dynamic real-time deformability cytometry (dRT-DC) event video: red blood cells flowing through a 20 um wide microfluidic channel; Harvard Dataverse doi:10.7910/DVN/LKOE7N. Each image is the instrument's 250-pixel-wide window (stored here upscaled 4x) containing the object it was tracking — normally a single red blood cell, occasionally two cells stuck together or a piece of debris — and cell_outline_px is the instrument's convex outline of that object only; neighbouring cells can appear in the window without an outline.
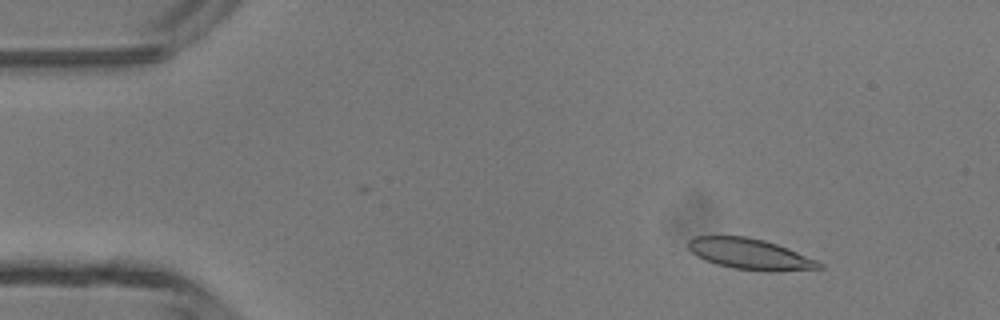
{"species": "common noctule bat (a hibernating species)", "species_latin": "Nyctalus noctula", "temperature_condition": "room temperature", "stored_images_in_passage": 40, "camera_frame_rate_fps": 3000, "um_per_image_px": 0.085, "animal": {"sex": "male", "body_mass_g": 13.3}, "frame": {"image": 1, "passage_image": 5, "time_ms": 1.333, "image_size_px": [1000, 320], "cell_outline_px": [[824, 268], [776, 272], [768, 272], [732, 268], [716, 264], [704, 260], [696, 256], [688, 248], [688, 240], [696, 236], [744, 236], [764, 240], [788, 248], [816, 260], [824, 264]], "centroid_in_image_um": [63.76, 21.61], "position_along_channel_um": 21.2, "area_um2": 23.7}}
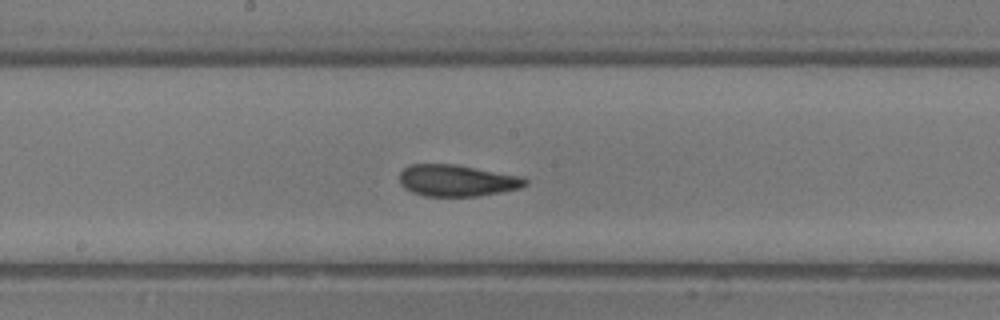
{"frame": {"image": 2, "passage_image": 24, "time_ms": 7.667, "image_size_px": [1000, 320], "cell_outline_px": [[528, 184], [520, 188], [480, 196], [424, 196], [412, 192], [404, 188], [400, 184], [400, 172], [408, 164], [456, 164], [524, 176], [528, 180]], "centroid_in_image_um": [38.86, 15.34], "position_along_channel_um": 209.3, "area_um2": 23.47}}
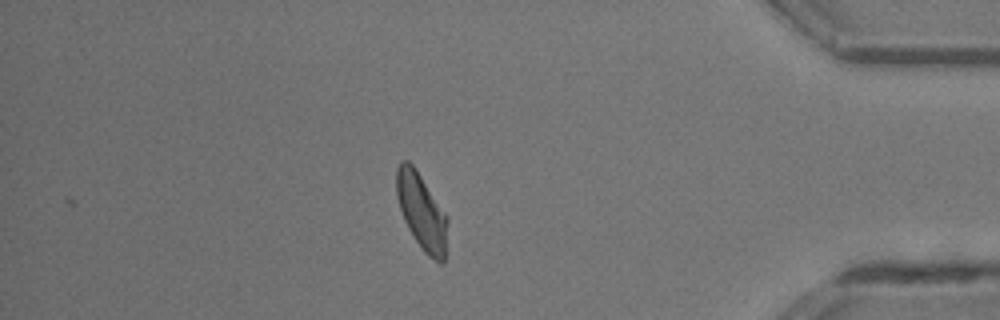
{"frame": {"image": 3, "passage_image": 40, "time_ms": 13.0, "image_size_px": [1000, 320], "cell_outline_px": [[448, 220], [444, 264], [440, 264], [428, 256], [424, 252], [408, 228], [404, 220], [396, 196], [396, 168], [404, 160], [408, 160], [412, 164], [448, 216]], "centroid_in_image_um": [35.85, 18.01], "position_along_channel_um": 399.4, "area_um2": 22.54}, "authors_computed_cell_mechanics": {"area_um2": 23.2067, "velocity_mm_per_s": 4.3193, "shape_relaxation_time_tau1_ms": 5.0027, "shape_relaxation_time_tau2_ms": 1.7695, "deformation_change_tau1": 0.1412, "deformation_change_tau2": 0.064}}